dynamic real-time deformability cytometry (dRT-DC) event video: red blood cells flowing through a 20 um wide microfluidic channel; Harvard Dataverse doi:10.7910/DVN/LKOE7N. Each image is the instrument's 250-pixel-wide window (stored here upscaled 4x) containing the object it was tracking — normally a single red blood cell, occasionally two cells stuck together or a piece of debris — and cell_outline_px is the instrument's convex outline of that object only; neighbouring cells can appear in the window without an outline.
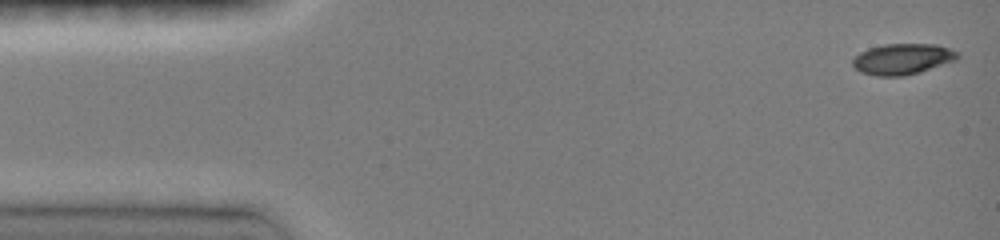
{"species": "common noctule bat (a hibernating species)", "species_latin": "Nyctalus noctula", "temperature_condition": "room temperature", "stored_images_in_passage": 22, "camera_frame_rate_fps": 3000, "um_per_image_px": 0.085, "animal": {"sex": "female", "body_mass_g": 19.0, "forearm_length_mm": 51.5}, "frame": {"image": 1, "passage_image": 1, "time_ms": 0.0, "image_size_px": [1000, 240], "cell_outline_px": [[960, 56], [956, 60], [920, 72], [904, 76], [876, 76], [860, 72], [852, 64], [852, 60], [860, 52], [868, 48], [884, 44], [936, 44], [960, 52]], "centroid_in_image_um": [76.73, 5.01], "position_along_channel_um": 8.3, "area_um2": 18.96}}
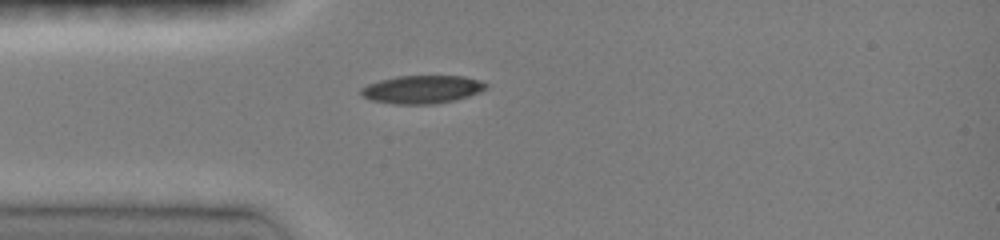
{"frame": {"image": 2, "passage_image": 12, "time_ms": 3.667, "image_size_px": [1000, 240], "cell_outline_px": [[488, 88], [480, 92], [468, 96], [452, 100], [432, 104], [392, 104], [372, 100], [364, 96], [360, 92], [360, 88], [368, 84], [380, 80], [396, 76], [464, 76], [480, 80], [488, 84]], "centroid_in_image_um": [35.89, 7.59], "position_along_channel_um": 49.1, "area_um2": 20.4}}
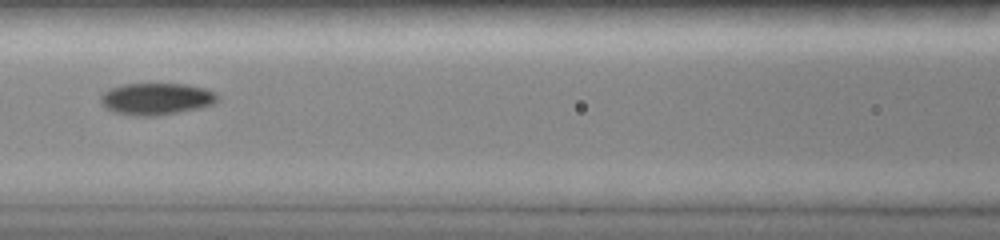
{"frame": {"image": 3, "passage_image": 20, "time_ms": 6.333, "image_size_px": [1000, 240], "cell_outline_px": [[216, 100], [212, 104], [200, 108], [180, 112], [156, 116], [132, 116], [116, 112], [104, 108], [100, 104], [100, 96], [104, 92], [112, 88], [124, 84], [188, 84], [204, 88], [216, 92]], "centroid_in_image_um": [13.26, 8.41], "position_along_channel_um": 153.3, "area_um2": 21.73}}